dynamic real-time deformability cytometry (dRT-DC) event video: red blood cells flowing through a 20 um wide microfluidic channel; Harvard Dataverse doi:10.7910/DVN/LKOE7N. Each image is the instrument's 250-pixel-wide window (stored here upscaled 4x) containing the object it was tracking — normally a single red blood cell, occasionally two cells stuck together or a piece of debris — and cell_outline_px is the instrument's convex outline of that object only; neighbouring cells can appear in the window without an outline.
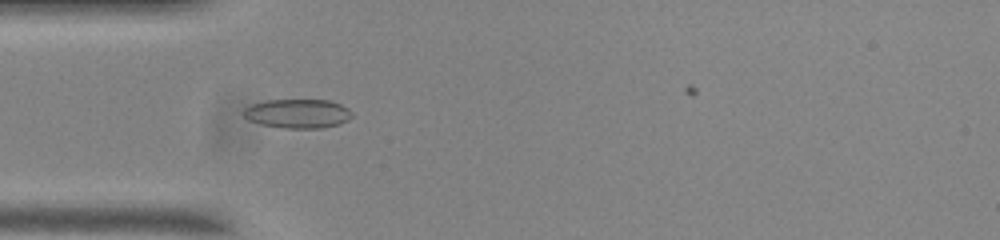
{"species": "common noctule bat (a hibernating species)", "species_latin": "Nyctalus noctula", "temperature_condition": "room temperature", "stored_images_in_passage": 46, "camera_frame_rate_fps": 3000, "um_per_image_px": 0.085, "animal": {"sex": "male", "body_mass_g": 20.0, "forearm_length_mm": 53.3}, "frame": {"image": 1, "passage_image": 15, "time_ms": 4.667, "image_size_px": [1000, 240], "cell_outline_px": [[352, 116], [348, 120], [340, 124], [320, 128], [284, 128], [260, 124], [248, 120], [244, 116], [244, 108], [252, 104], [268, 100], [328, 100], [340, 104], [348, 108], [352, 112]], "centroid_in_image_um": [25.31, 9.66], "position_along_channel_um": 59.7, "area_um2": 18.38}}
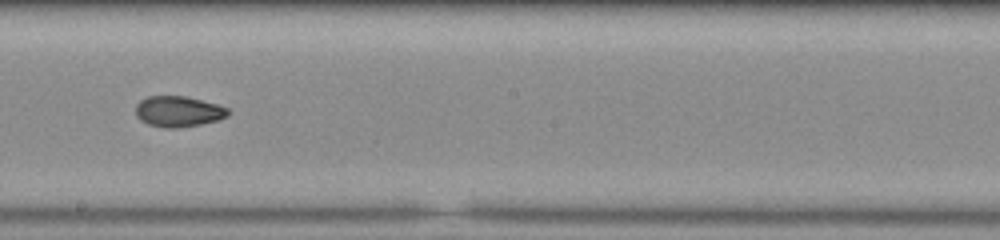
{"frame": {"image": 2, "passage_image": 29, "time_ms": 9.333, "image_size_px": [1000, 240], "cell_outline_px": [[228, 116], [220, 120], [200, 124], [176, 128], [164, 128], [148, 124], [140, 120], [136, 116], [136, 104], [140, 100], [148, 96], [184, 96], [216, 104], [228, 108]], "centroid_in_image_um": [15.14, 9.48], "position_along_channel_um": 233.1, "area_um2": 16.53}}
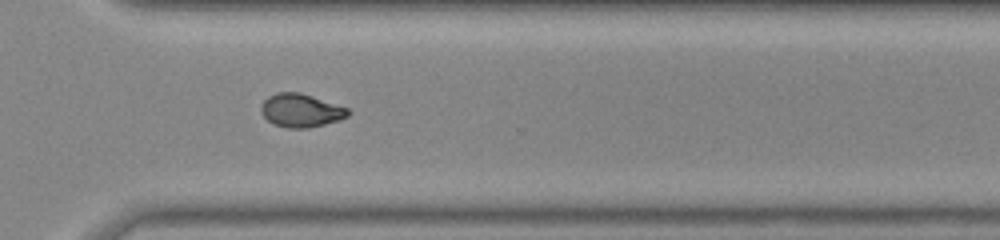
{"frame": {"image": 3, "passage_image": 38, "time_ms": 12.333, "image_size_px": [1000, 240], "cell_outline_px": [[352, 112], [348, 116], [340, 120], [308, 128], [288, 128], [276, 124], [268, 120], [260, 112], [260, 104], [268, 96], [276, 92], [300, 92], [348, 108]], "centroid_in_image_um": [25.57, 9.38], "position_along_channel_um": 345.0, "area_um2": 16.94}}